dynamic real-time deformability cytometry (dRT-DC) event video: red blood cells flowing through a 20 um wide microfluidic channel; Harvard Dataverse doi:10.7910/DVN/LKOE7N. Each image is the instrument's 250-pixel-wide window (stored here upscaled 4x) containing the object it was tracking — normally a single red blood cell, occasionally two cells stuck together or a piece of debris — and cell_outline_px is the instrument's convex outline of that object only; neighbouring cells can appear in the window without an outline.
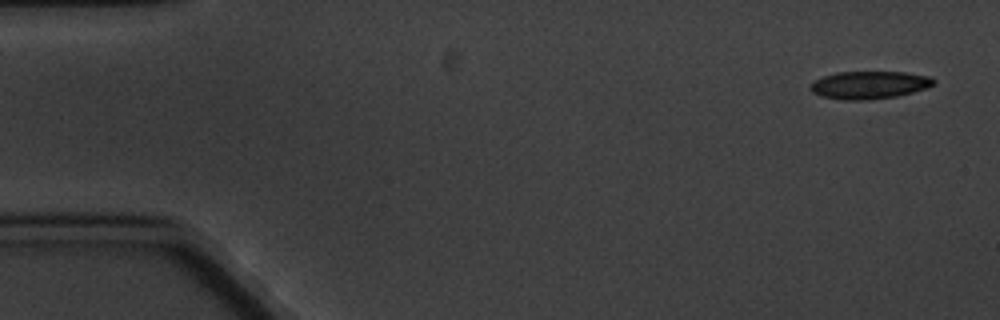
{"species": "common noctule bat (a hibernating species)", "species_latin": "Nyctalus noctula", "temperature_condition": "cold", "stored_images_in_passage": 5, "camera_frame_rate_fps": 3000, "um_per_image_px": 0.085, "animal": {"sex": "male", "body_mass_g": 20.1, "forearm_length_mm": 53.5}, "frame": {"image": 1, "passage_image": 1, "time_ms": 0.0, "image_size_px": [1000, 320], "cell_outline_px": [[936, 84], [912, 92], [896, 96], [868, 100], [844, 100], [820, 96], [812, 92], [808, 88], [808, 84], [824, 76], [836, 72], [904, 72], [932, 76], [936, 80]], "centroid_in_image_um": [73.88, 7.22], "position_along_channel_um": 11.1, "area_um2": 20.06}}